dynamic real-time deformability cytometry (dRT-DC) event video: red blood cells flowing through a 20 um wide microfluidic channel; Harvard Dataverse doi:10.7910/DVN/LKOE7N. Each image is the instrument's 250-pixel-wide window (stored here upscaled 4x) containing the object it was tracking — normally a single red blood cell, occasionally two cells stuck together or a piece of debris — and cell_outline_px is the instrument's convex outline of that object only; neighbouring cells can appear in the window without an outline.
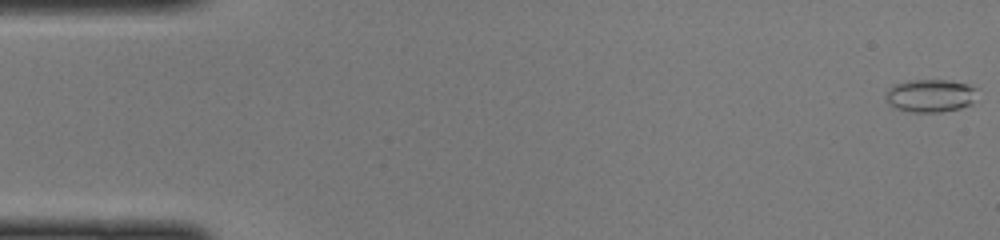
{"species": "common noctule bat (a hibernating species)", "species_latin": "Nyctalus noctula", "temperature_condition": "cold", "stored_images_in_passage": 48, "camera_frame_rate_fps": 3000, "um_per_image_px": 0.085, "animal": {"sex": "female", "body_mass_g": 22.0, "forearm_length_mm": 56.7}, "frame": {"image": 1, "passage_image": 1, "time_ms": 0.0, "image_size_px": [1000, 240], "cell_outline_px": [[980, 88], [972, 104], [960, 108], [940, 112], [912, 112], [892, 108], [888, 104], [884, 96], [888, 88], [892, 84], [908, 80], [952, 80], [968, 84]], "centroid_in_image_um": [79.08, 8.12], "position_along_channel_um": 5.9, "area_um2": 18.15}}
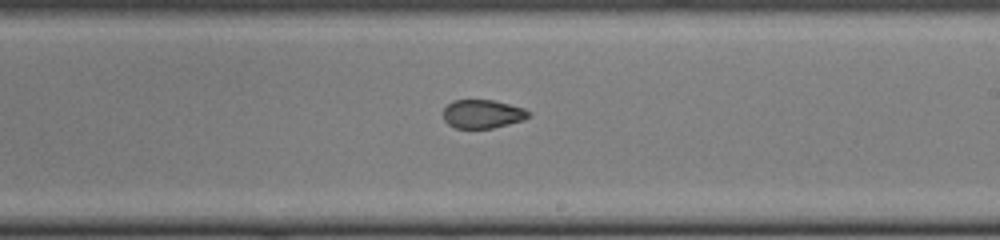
{"frame": {"image": 2, "passage_image": 28, "time_ms": 9.0, "image_size_px": [1000, 240], "cell_outline_px": [[532, 116], [524, 120], [492, 128], [456, 128], [448, 124], [444, 120], [444, 108], [452, 100], [492, 100], [524, 108], [532, 112]], "centroid_in_image_um": [41.05, 9.69], "position_along_channel_um": 247.9, "area_um2": 14.28}}
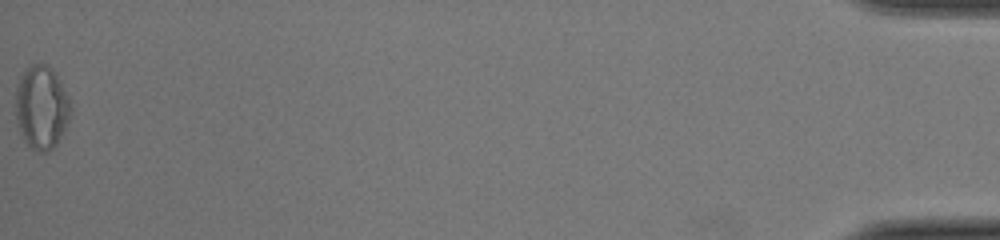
{"frame": {"image": 3, "passage_image": 48, "time_ms": 15.667, "image_size_px": [1000, 240], "cell_outline_px": [[72, 108], [68, 120], [56, 144], [48, 152], [36, 152], [24, 140], [20, 132], [16, 120], [16, 84], [24, 68], [32, 64], [44, 64], [56, 72], [68, 96]], "centroid_in_image_um": [3.51, 9.1], "position_along_channel_um": 431.7, "area_um2": 26.82}}